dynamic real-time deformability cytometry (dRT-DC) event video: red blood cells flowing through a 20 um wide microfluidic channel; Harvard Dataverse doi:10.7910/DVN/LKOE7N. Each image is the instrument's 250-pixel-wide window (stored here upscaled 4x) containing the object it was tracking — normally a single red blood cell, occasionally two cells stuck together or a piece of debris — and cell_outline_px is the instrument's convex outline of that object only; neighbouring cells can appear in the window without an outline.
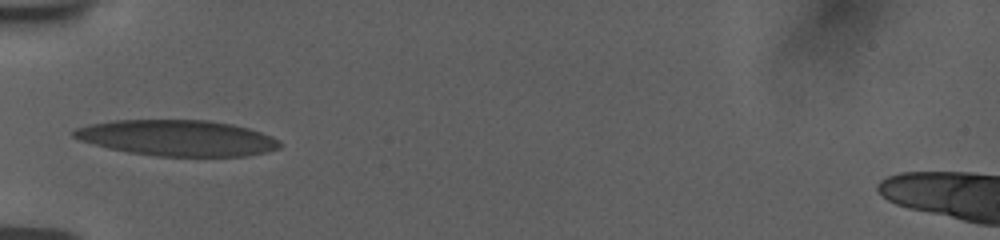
{"species": "human", "species_latin": "Homo sapiens", "temperature_condition": "room temperature", "stored_images_in_passage": 26, "camera_frame_rate_fps": 3000, "um_per_image_px": 0.085, "donor": {"sex": "female"}, "frame": {"image": 1, "passage_image": 1, "time_ms": 0.0, "image_size_px": [1000, 240], "cell_outline_px": [[280, 148], [268, 152], [248, 156], [156, 156], [128, 152], [108, 148], [92, 144], [80, 140], [72, 136], [72, 132], [76, 128], [88, 124], [112, 120], [208, 120], [232, 124], [248, 128], [272, 136], [280, 140]], "centroid_in_image_um": [15.07, 11.72], "position_along_channel_um": 69.9, "area_um2": 43.29}}
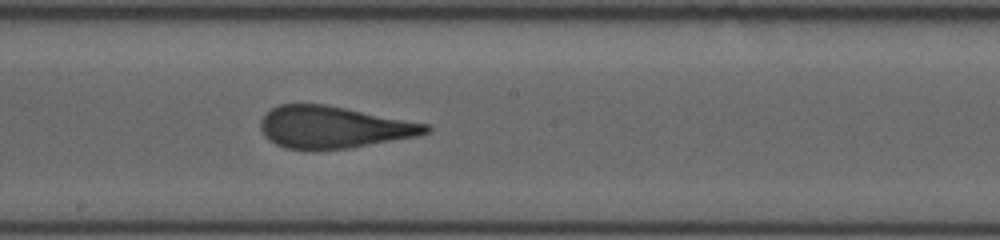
{"frame": {"image": 2, "passage_image": 14, "time_ms": 4.0, "image_size_px": [1000, 240], "cell_outline_px": [[432, 128], [428, 132], [420, 136], [348, 148], [288, 148], [276, 144], [268, 140], [264, 136], [260, 128], [260, 120], [272, 108], [280, 104], [324, 104], [428, 124]], "centroid_in_image_um": [28.36, 10.8], "position_along_channel_um": 219.8, "area_um2": 39.82}}
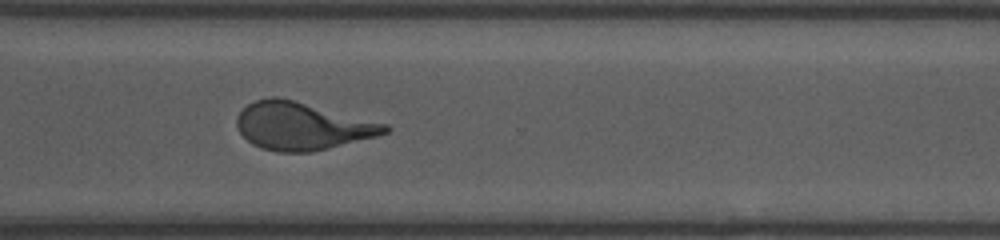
{"frame": {"image": 3, "passage_image": 25, "time_ms": 7.333, "image_size_px": [1000, 240], "cell_outline_px": [[392, 128], [388, 132], [376, 136], [328, 148], [308, 152], [280, 152], [264, 148], [252, 144], [240, 132], [236, 124], [236, 116], [248, 104], [256, 100], [272, 96], [276, 96], [388, 124]], "centroid_in_image_um": [25.67, 10.71], "position_along_channel_um": 344.9, "area_um2": 40.52}}